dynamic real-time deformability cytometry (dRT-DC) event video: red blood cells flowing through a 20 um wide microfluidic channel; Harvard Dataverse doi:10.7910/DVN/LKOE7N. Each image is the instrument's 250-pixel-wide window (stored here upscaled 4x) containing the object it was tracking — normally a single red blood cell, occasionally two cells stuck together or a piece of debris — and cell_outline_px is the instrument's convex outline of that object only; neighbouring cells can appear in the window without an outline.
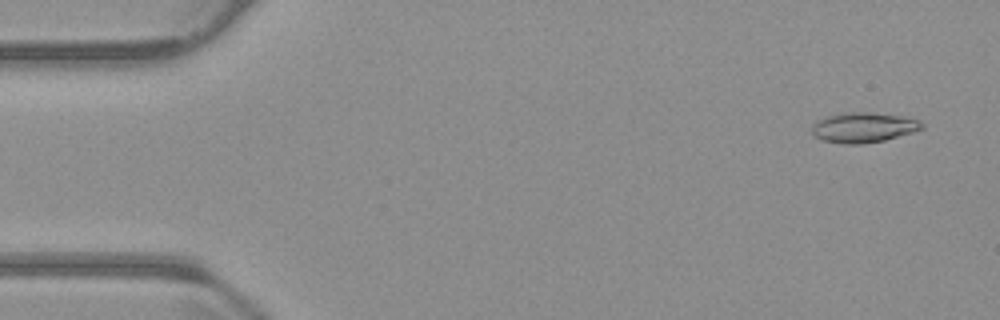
{"species": "common noctule bat (a hibernating species)", "species_latin": "Nyctalus noctula", "temperature_condition": "warm", "stored_images_in_passage": 54, "camera_frame_rate_fps": 3000, "um_per_image_px": 0.085, "animal": {"sex": "male", "body_mass_g": 23.1, "forearm_length_mm": 52.7}, "frame": {"image": 1, "passage_image": 3, "time_ms": 0.667, "image_size_px": [1000, 320], "cell_outline_px": [[924, 128], [912, 132], [884, 140], [864, 144], [844, 144], [824, 140], [812, 136], [812, 124], [816, 120], [824, 116], [840, 112], [872, 112], [904, 116], [920, 120], [924, 124]], "centroid_in_image_um": [73.36, 10.82], "position_along_channel_um": 11.6, "area_um2": 19.65}}
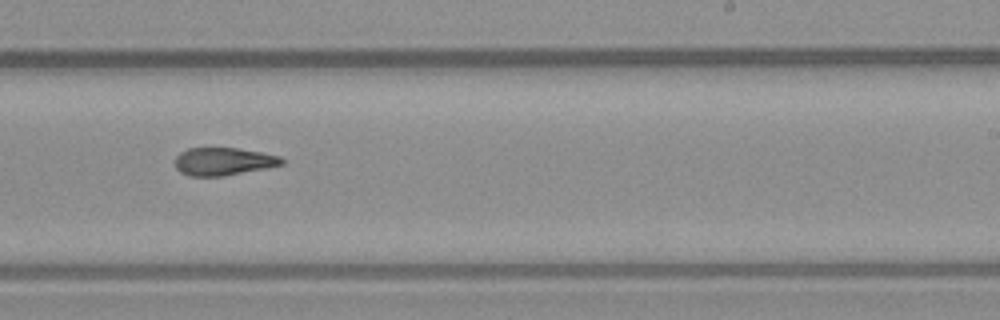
{"frame": {"image": 2, "passage_image": 33, "time_ms": 10.667, "image_size_px": [1000, 320], "cell_outline_px": [[284, 164], [268, 168], [224, 176], [188, 176], [180, 172], [176, 168], [176, 156], [180, 152], [188, 148], [236, 148], [260, 152], [280, 156], [284, 160]], "centroid_in_image_um": [19.0, 13.73], "position_along_channel_um": 270.0, "area_um2": 17.34}}
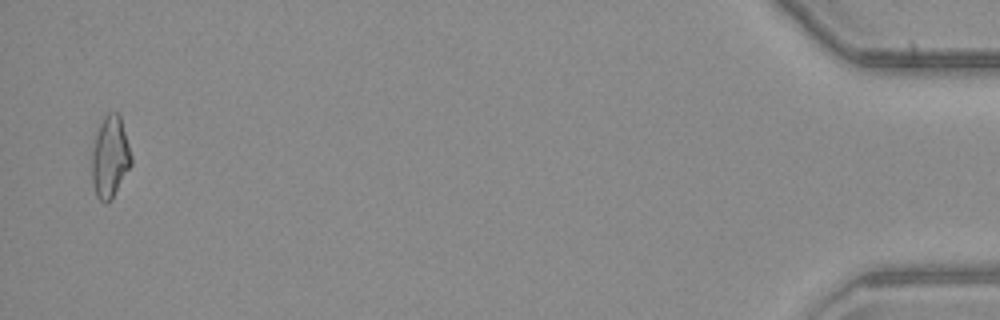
{"frame": {"image": 3, "passage_image": 53, "time_ms": 17.333, "image_size_px": [1000, 320], "cell_outline_px": [[132, 164], [112, 196], [104, 204], [96, 196], [92, 180], [92, 152], [96, 132], [104, 116], [108, 112], [116, 112], [120, 116], [132, 156]], "centroid_in_image_um": [9.34, 13.31], "position_along_channel_um": 425.9, "area_um2": 18.44}, "authors_computed_cell_mechanics": {"area_um2": 18.2648, "velocity_mm_per_s": 3.8053, "shape_relaxation_time_tau1_ms": 8.6, "shape_relaxation_time_tau2_ms": 4.9907, "deformation_change_tau1": 0.2045, "deformation_change_tau2": 0.1533}}